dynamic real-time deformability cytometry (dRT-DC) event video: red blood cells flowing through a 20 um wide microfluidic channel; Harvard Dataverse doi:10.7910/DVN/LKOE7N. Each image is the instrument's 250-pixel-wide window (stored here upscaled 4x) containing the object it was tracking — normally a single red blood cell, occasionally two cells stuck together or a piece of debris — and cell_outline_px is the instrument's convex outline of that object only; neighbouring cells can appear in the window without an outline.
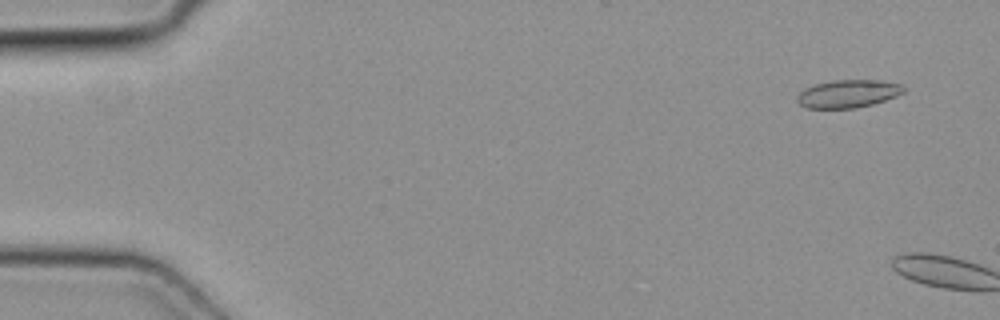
{"species": "common noctule bat (a hibernating species)", "species_latin": "Nyctalus noctula", "temperature_condition": "cold", "stored_images_in_passage": 6, "camera_frame_rate_fps": 3000, "um_per_image_px": 0.085, "animal": {"sex": "female", "body_mass_g": 19.3, "forearm_length_mm": 54.1}, "frame": {"image": 1, "passage_image": 4, "time_ms": 1.0, "image_size_px": [1000, 320], "cell_outline_px": [[904, 92], [896, 96], [872, 104], [856, 108], [808, 108], [800, 104], [796, 100], [796, 96], [804, 88], [816, 84], [832, 80], [880, 80], [904, 84]], "centroid_in_image_um": [72.09, 7.96], "position_along_channel_um": 12.9, "area_um2": 17.34}}